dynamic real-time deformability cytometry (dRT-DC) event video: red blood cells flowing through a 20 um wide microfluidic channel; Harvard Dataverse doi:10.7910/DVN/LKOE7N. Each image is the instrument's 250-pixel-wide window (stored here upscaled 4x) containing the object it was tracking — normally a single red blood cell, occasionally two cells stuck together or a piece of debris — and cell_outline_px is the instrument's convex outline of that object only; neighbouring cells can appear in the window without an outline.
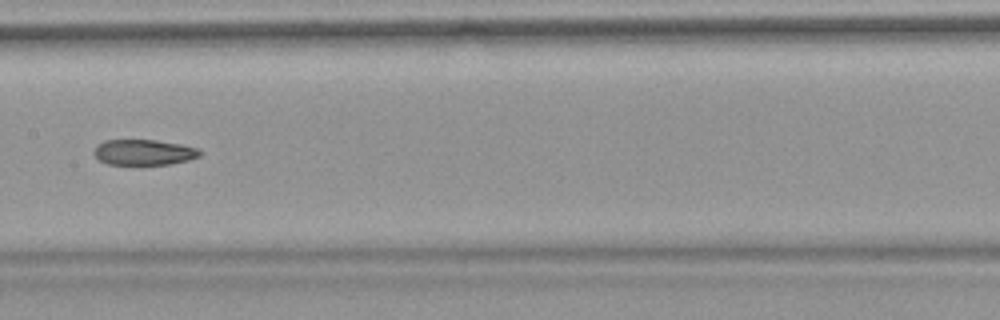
{"species": "common noctule bat (a hibernating species)", "species_latin": "Nyctalus noctula", "temperature_condition": "warm", "stored_images_in_passage": 9, "camera_frame_rate_fps": 3000, "um_per_image_px": 0.085, "animal": {"sex": "female", "body_mass_g": 18.4}, "frame": {"image": 1, "passage_image": 6, "time_ms": 7.0, "image_size_px": [1000, 320], "cell_outline_px": [[200, 156], [188, 160], [168, 164], [108, 164], [100, 160], [92, 152], [96, 144], [104, 140], [156, 140], [180, 144], [200, 148]], "centroid_in_image_um": [12.21, 12.93], "position_along_channel_um": 195.2, "area_um2": 15.78}}